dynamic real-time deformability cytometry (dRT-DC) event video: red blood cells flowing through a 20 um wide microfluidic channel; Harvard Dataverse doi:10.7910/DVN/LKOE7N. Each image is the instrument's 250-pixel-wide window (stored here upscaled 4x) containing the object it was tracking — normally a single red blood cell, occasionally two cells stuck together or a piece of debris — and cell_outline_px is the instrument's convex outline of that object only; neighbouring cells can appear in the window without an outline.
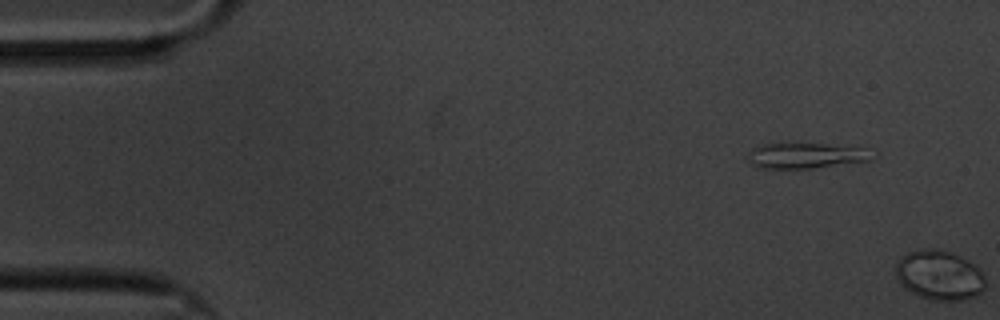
{"species": "common noctule bat (a hibernating species)", "species_latin": "Nyctalus noctula", "temperature_condition": "cold", "stored_images_in_passage": 5, "segment_of_instrument_passage": [2, 2], "camera_frame_rate_fps": 3000, "um_per_image_px": 0.085, "animal": {"sex": "male", "body_mass_g": 20.1, "forearm_length_mm": 53.5}, "frame": {"image": 1, "passage_image": 5, "time_ms": 1.333, "image_size_px": [1000, 320], "cell_outline_px": [[984, 288], [976, 296], [960, 300], [936, 300], [920, 296], [912, 292], [900, 284], [896, 276], [896, 260], [900, 256], [908, 252], [928, 248], [932, 248], [948, 252], [960, 256], [972, 264], [984, 276]], "centroid_in_image_um": [79.8, 23.38], "position_along_channel_um": 5.2, "area_um2": 25.55}}